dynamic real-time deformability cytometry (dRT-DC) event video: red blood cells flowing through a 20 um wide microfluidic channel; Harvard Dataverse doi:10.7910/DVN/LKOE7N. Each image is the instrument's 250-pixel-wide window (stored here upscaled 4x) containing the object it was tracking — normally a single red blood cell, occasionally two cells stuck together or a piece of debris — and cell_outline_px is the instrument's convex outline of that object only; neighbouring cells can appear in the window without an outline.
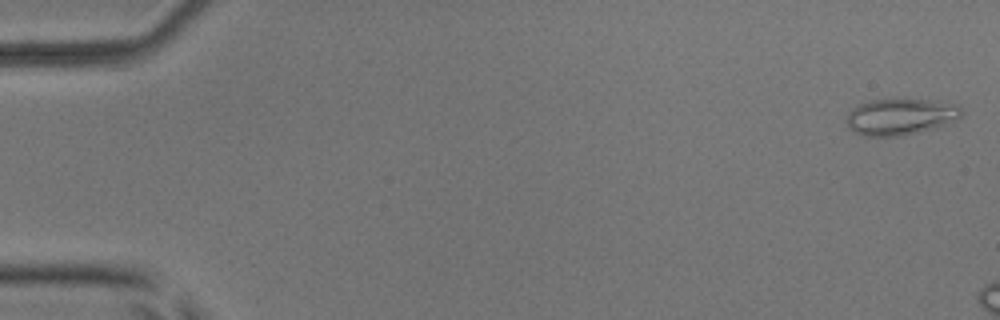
{"species": "common noctule bat (a hibernating species)", "species_latin": "Nyctalus noctula", "temperature_condition": "room temperature", "stored_images_in_passage": 7, "camera_frame_rate_fps": 3000, "um_per_image_px": 0.085, "animal": {"sex": "male", "body_mass_g": 17.9, "forearm_length_mm": 54.2}, "frame": {"image": 1, "passage_image": 1, "time_ms": 0.0, "image_size_px": [1000, 320], "cell_outline_px": [[964, 112], [956, 120], [936, 128], [900, 136], [864, 136], [852, 132], [848, 128], [844, 120], [848, 112], [860, 104], [868, 100], [900, 96], [960, 104]], "centroid_in_image_um": [76.53, 9.88], "position_along_channel_um": 8.5, "area_um2": 25.55}}